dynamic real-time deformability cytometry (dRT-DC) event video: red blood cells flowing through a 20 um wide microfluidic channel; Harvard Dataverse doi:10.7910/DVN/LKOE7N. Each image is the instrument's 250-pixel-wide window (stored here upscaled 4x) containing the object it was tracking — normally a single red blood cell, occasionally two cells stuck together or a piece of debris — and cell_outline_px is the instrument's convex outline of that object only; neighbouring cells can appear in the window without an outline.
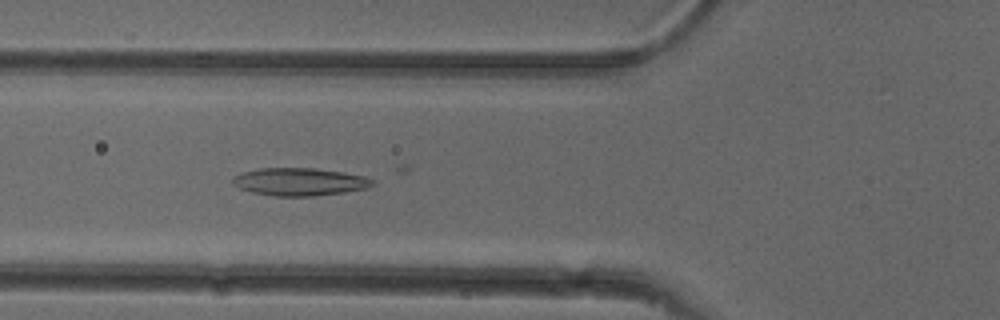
{"species": "common noctule bat (a hibernating species)", "species_latin": "Nyctalus noctula", "temperature_condition": "cold", "stored_images_in_passage": 23, "camera_frame_rate_fps": 3000, "um_per_image_px": 0.085, "animal": {"sex": "female"}, "frame": {"image": 1, "passage_image": 5, "time_ms": 1.333, "image_size_px": [1000, 320], "cell_outline_px": [[376, 184], [368, 188], [344, 192], [312, 196], [272, 196], [252, 192], [240, 188], [232, 184], [232, 176], [244, 172], [260, 168], [316, 168], [344, 172], [364, 176], [376, 180]], "centroid_in_image_um": [25.5, 15.45], "position_along_channel_um": 100.3, "area_um2": 22.77}}
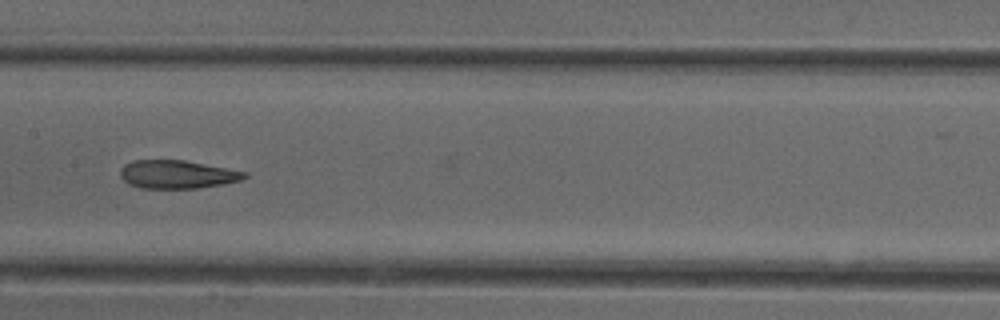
{"frame": {"image": 2, "passage_image": 12, "time_ms": 3.667, "image_size_px": [1000, 320], "cell_outline_px": [[248, 176], [240, 180], [224, 184], [196, 188], [140, 188], [128, 184], [120, 176], [120, 168], [124, 164], [136, 160], [184, 160], [248, 172]], "centroid_in_image_um": [15.05, 14.82], "position_along_channel_um": 192.3, "area_um2": 20.46}}
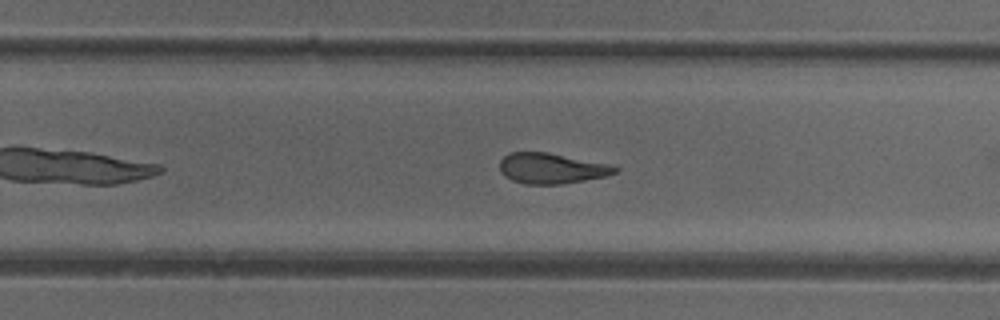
{"frame": {"image": 3, "passage_image": 19, "time_ms": 6.0, "image_size_px": [1000, 320], "cell_outline_px": [[620, 168], [616, 172], [608, 176], [560, 184], [524, 184], [512, 180], [504, 176], [500, 172], [500, 160], [508, 152], [548, 152], [608, 164]], "centroid_in_image_um": [46.85, 14.31], "position_along_channel_um": 282.9, "area_um2": 20.52}}